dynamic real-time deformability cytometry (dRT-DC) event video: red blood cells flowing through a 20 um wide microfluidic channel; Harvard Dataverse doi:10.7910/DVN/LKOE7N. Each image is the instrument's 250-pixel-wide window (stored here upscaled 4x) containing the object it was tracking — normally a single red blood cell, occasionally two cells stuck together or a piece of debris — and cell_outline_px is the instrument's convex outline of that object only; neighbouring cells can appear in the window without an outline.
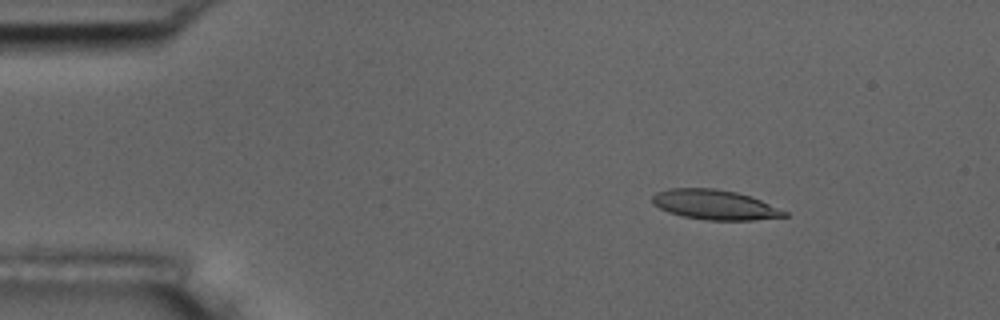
{"species": "common noctule bat (a hibernating species)", "species_latin": "Nyctalus noctula", "temperature_condition": "room temperature", "stored_images_in_passage": 4, "camera_frame_rate_fps": 3000, "um_per_image_px": 0.085, "animal": {"sex": "male", "body_mass_g": 17.5, "forearm_length_mm": 52.3}, "frame": {"image": 1, "passage_image": 2, "time_ms": 1.0, "image_size_px": [1000, 320], "cell_outline_px": [[788, 216], [752, 220], [708, 220], [684, 216], [668, 212], [652, 204], [652, 196], [656, 192], [668, 188], [716, 188], [736, 192], [760, 200], [788, 212]], "centroid_in_image_um": [60.72, 17.39], "position_along_channel_um": 24.3, "area_um2": 22.83}}